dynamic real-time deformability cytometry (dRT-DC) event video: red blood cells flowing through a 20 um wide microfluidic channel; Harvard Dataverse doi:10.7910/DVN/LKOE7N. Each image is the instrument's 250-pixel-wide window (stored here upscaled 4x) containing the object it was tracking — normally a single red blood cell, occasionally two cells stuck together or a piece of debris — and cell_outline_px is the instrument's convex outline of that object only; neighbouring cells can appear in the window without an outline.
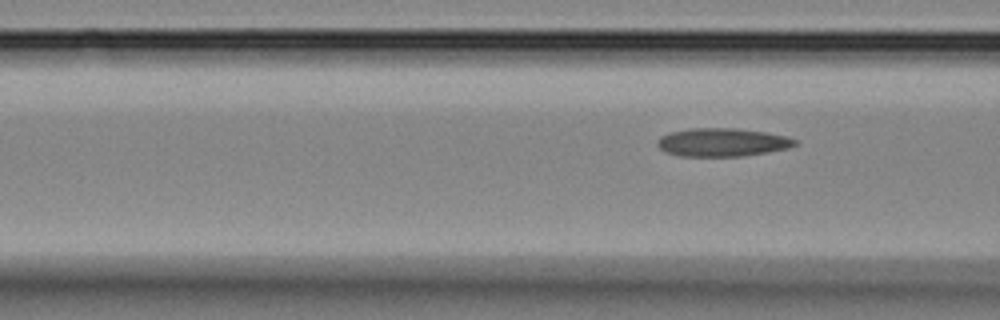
{"species": "Egyptian fruit bat (a non-hibernating species)", "species_latin": "Rousettus aegyptiacus", "temperature_condition": "room temperature", "stored_images_in_passage": 7, "segment_of_instrument_passage": [2, 2], "camera_frame_rate_fps": 3000, "um_per_image_px": 0.085, "animal": {"sex": "female"}, "frame": {"image": 1, "passage_image": 7, "time_ms": 8.0, "image_size_px": [1000, 320], "cell_outline_px": [[796, 144], [788, 148], [768, 152], [740, 156], [680, 156], [664, 152], [656, 144], [656, 140], [660, 136], [668, 132], [688, 128], [736, 128], [764, 132], [788, 136], [796, 140]], "centroid_in_image_um": [61.33, 12.09], "position_along_channel_um": 105.3, "area_um2": 22.83}}